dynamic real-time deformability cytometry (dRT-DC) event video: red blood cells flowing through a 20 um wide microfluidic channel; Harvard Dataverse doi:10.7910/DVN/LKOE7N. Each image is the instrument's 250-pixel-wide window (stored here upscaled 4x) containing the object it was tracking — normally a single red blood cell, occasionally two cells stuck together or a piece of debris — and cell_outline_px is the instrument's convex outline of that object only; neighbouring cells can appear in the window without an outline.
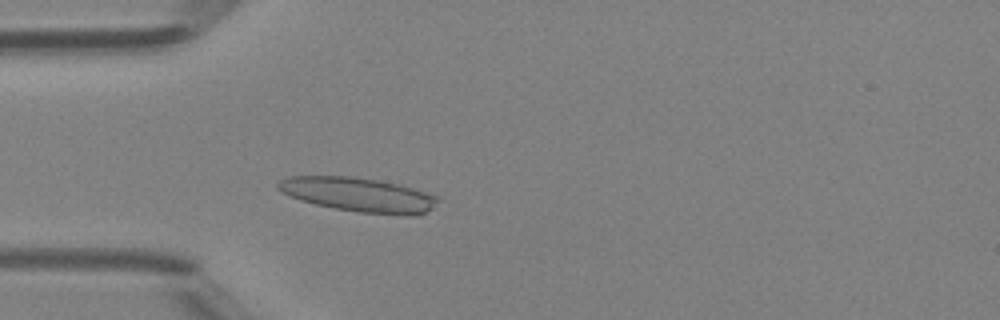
{"species": "Egyptian fruit bat (a non-hibernating species)", "species_latin": "Rousettus aegyptiacus", "temperature_condition": "room temperature", "stored_images_in_passage": 37, "camera_frame_rate_fps": 3000, "um_per_image_px": 0.085, "animal": {"sex": "female"}, "frame": {"image": 1, "passage_image": 12, "time_ms": 3.667, "image_size_px": [1000, 320], "cell_outline_px": [[444, 200], [420, 216], [404, 216], [360, 212], [336, 208], [316, 204], [300, 200], [276, 188], [276, 184], [280, 180], [288, 176], [352, 176], [400, 184], [440, 196]], "centroid_in_image_um": [30.59, 16.55], "position_along_channel_um": 54.4, "area_um2": 32.25}}
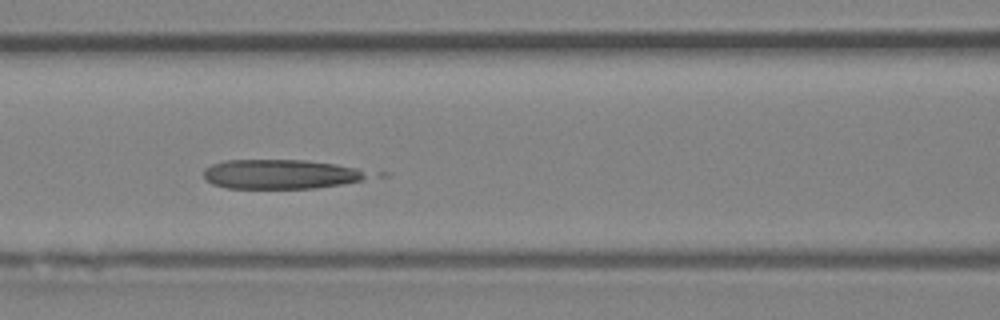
{"frame": {"image": 2, "passage_image": 19, "time_ms": 6.0, "image_size_px": [1000, 320], "cell_outline_px": [[372, 176], [364, 180], [316, 188], [228, 188], [212, 184], [204, 180], [204, 168], [212, 164], [228, 160], [308, 160], [336, 164], [356, 168]], "centroid_in_image_um": [23.83, 14.8], "position_along_channel_um": 142.8, "area_um2": 28.21}}
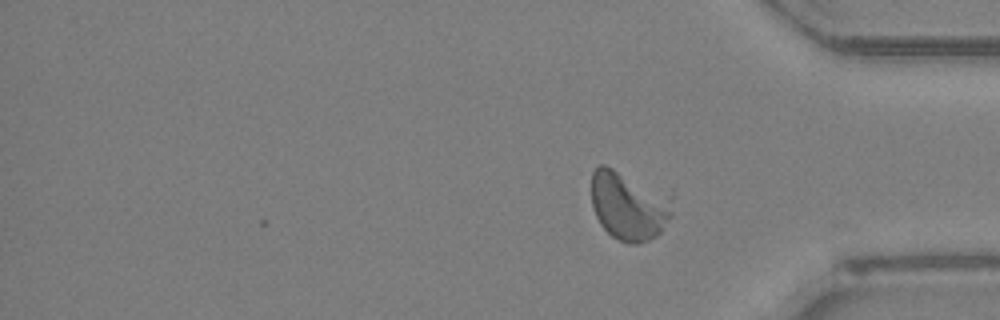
{"frame": {"image": 3, "passage_image": 37, "time_ms": 12.0, "image_size_px": [1000, 320], "cell_outline_px": [[672, 216], [660, 232], [656, 236], [640, 244], [628, 244], [612, 236], [600, 224], [592, 208], [592, 172], [600, 164], [604, 164], [672, 188]], "centroid_in_image_um": [53.54, 17.39], "position_along_channel_um": 381.7, "area_um2": 34.33}}